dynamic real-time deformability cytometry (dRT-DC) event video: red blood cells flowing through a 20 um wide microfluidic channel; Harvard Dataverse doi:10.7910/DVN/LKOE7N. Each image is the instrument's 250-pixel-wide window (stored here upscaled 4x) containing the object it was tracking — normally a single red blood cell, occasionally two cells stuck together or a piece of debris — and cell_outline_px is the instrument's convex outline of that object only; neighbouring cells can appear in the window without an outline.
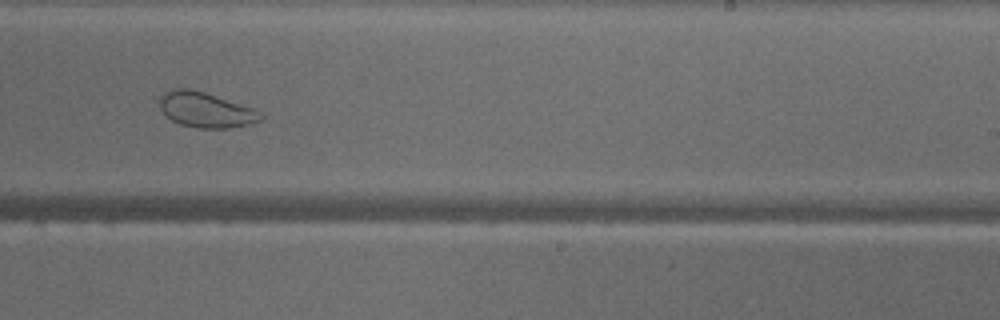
{"species": "common noctule bat (a hibernating species)", "species_latin": "Nyctalus noctula", "temperature_condition": "warm", "stored_images_in_passage": 40, "camera_frame_rate_fps": 3000, "um_per_image_px": 0.085, "animal": {"sex": "male", "body_mass_g": 18.8}, "frame": {"image": 1, "passage_image": 28, "time_ms": 9.0, "image_size_px": [1000, 320], "cell_outline_px": [[264, 116], [260, 120], [248, 124], [228, 128], [196, 128], [180, 124], [172, 120], [160, 108], [156, 100], [164, 92], [172, 88], [188, 88], [204, 92], [256, 108]], "centroid_in_image_um": [17.47, 9.32], "position_along_channel_um": 271.5, "area_um2": 20.92}}